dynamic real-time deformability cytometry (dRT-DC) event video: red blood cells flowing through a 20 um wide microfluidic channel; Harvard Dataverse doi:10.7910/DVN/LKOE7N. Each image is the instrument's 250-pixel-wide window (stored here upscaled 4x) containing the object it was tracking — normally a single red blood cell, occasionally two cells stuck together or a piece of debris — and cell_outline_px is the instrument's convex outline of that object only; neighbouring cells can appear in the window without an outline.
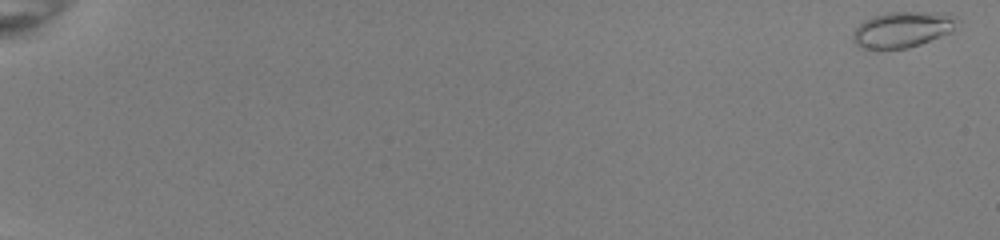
{"species": "common noctule bat (a hibernating species)", "species_latin": "Nyctalus noctula", "temperature_condition": "room temperature", "stored_images_in_passage": 54, "camera_frame_rate_fps": 3000, "um_per_image_px": 0.085, "animal": {"sex": "female", "body_mass_g": 22.0, "forearm_length_mm": 56.7}, "frame": {"image": 1, "passage_image": 1, "time_ms": 0.0, "image_size_px": [1000, 240], "cell_outline_px": [[956, 16], [952, 32], [920, 44], [908, 48], [876, 52], [868, 52], [860, 48], [852, 40], [852, 32], [864, 20], [872, 16], [888, 12], [948, 12]], "centroid_in_image_um": [76.63, 2.55], "position_along_channel_um": 8.4, "area_um2": 22.54}}
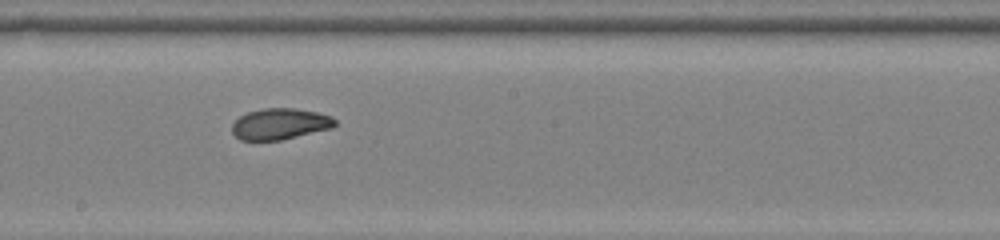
{"frame": {"image": 2, "passage_image": 33, "time_ms": 10.667, "image_size_px": [1000, 240], "cell_outline_px": [[336, 124], [332, 128], [280, 140], [240, 140], [232, 132], [232, 124], [240, 116], [248, 112], [264, 108], [296, 108], [316, 112], [332, 116], [336, 120]], "centroid_in_image_um": [23.8, 10.53], "position_along_channel_um": 224.4, "area_um2": 18.61}}
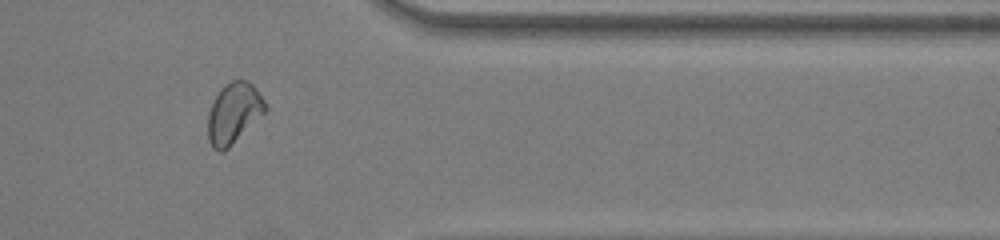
{"frame": {"image": 3, "passage_image": 46, "time_ms": 15.0, "image_size_px": [1000, 240], "cell_outline_px": [[268, 108], [228, 148], [220, 152], [212, 148], [208, 140], [208, 112], [220, 88], [224, 84], [232, 80], [248, 80], [256, 88], [264, 100]], "centroid_in_image_um": [19.85, 9.6], "position_along_channel_um": 391.6, "area_um2": 20.06}, "authors_computed_cell_mechanics": {"area_um2": 19.652, "velocity_mm_per_s": 4.0033, "shape_relaxation_time_tau1_ms": 6.3271, "shape_relaxation_time_tau2_ms": 1.6262, "deformation_change_tau1": 0.17, "deformation_change_tau2": 0.0589}}